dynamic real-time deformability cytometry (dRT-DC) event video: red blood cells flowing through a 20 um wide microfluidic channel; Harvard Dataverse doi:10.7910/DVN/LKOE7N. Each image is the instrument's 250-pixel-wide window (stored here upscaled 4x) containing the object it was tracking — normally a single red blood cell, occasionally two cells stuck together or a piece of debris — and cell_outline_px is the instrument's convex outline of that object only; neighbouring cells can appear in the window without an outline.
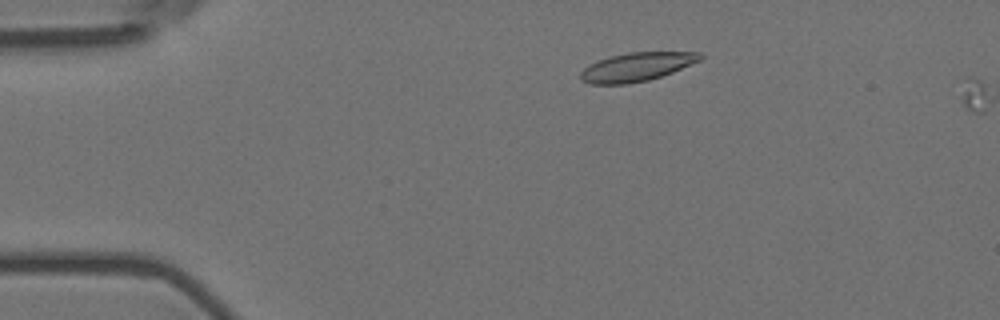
{"species": "Egyptian fruit bat (a non-hibernating species)", "species_latin": "Rousettus aegyptiacus", "temperature_condition": "room temperature", "stored_images_in_passage": 9, "camera_frame_rate_fps": 3000, "um_per_image_px": 0.085, "animal": {"sex": "female"}, "frame": {"image": 1, "passage_image": 8, "time_ms": 2.333, "image_size_px": [1000, 320], "cell_outline_px": [[704, 56], [700, 60], [672, 72], [648, 80], [628, 84], [588, 84], [580, 80], [580, 72], [584, 68], [608, 56], [628, 52], [700, 52]], "centroid_in_image_um": [54.09, 5.69], "position_along_channel_um": 30.9, "area_um2": 19.88}}